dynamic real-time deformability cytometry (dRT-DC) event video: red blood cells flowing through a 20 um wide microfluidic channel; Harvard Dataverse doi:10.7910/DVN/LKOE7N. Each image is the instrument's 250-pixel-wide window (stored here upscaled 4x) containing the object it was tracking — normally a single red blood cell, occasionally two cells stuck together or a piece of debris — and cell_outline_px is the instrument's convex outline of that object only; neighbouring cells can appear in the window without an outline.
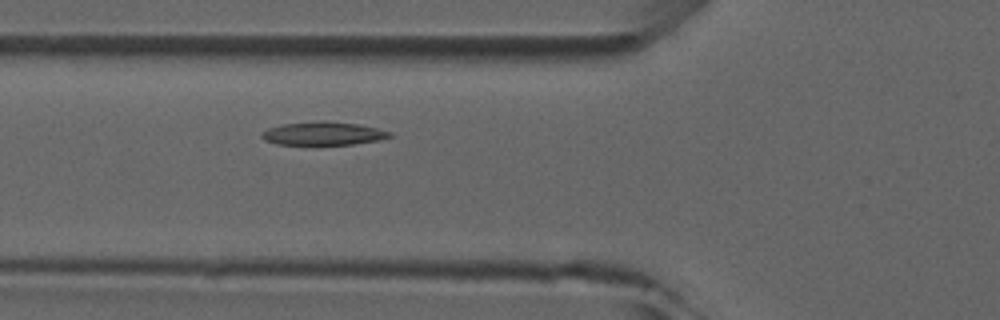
{"species": "common noctule bat (a hibernating species)", "species_latin": "Nyctalus noctula", "temperature_condition": "room temperature", "stored_images_in_passage": 4, "camera_frame_rate_fps": 3000, "um_per_image_px": 0.085, "animal": {"sex": "male", "forearm_length_mm": 52.5}, "frame": {"image": 1, "passage_image": 4, "time_ms": 4.333, "image_size_px": [1000, 320], "cell_outline_px": [[392, 136], [380, 140], [352, 144], [276, 144], [264, 140], [260, 136], [260, 132], [268, 128], [284, 124], [320, 120], [324, 120], [360, 124], [392, 132]], "centroid_in_image_um": [27.46, 11.33], "position_along_channel_um": 98.3, "area_um2": 17.46}}